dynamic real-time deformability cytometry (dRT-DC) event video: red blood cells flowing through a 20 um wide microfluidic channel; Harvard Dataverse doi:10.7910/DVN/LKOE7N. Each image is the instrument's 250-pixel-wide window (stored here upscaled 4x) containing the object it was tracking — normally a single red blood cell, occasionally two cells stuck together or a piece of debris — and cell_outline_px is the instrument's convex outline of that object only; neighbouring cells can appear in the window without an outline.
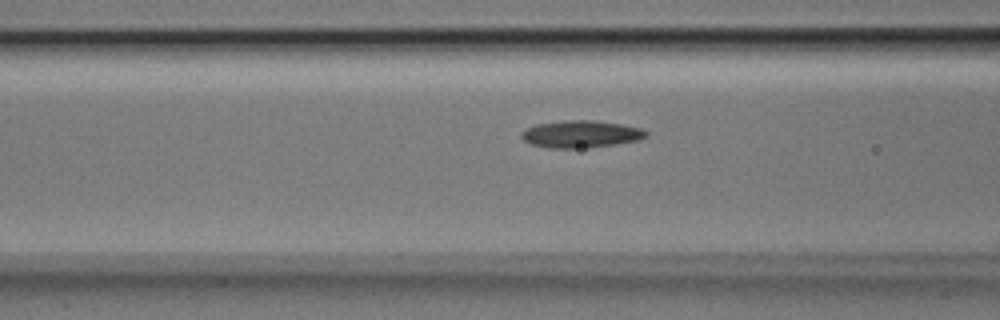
{"species": "Egyptian fruit bat (a non-hibernating species)", "species_latin": "Rousettus aegyptiacus", "temperature_condition": "room temperature", "stored_images_in_passage": 38, "camera_frame_rate_fps": 3000, "um_per_image_px": 0.085, "animal": {"sex": "male"}, "frame": {"image": 1, "passage_image": 17, "time_ms": 5.333, "image_size_px": [1000, 320], "cell_outline_px": [[648, 136], [640, 140], [616, 144], [576, 148], [548, 148], [532, 144], [524, 140], [520, 136], [520, 132], [536, 124], [564, 120], [592, 120], [620, 124], [640, 128], [648, 132]], "centroid_in_image_um": [49.37, 11.39], "position_along_channel_um": 117.2, "area_um2": 19.65}}
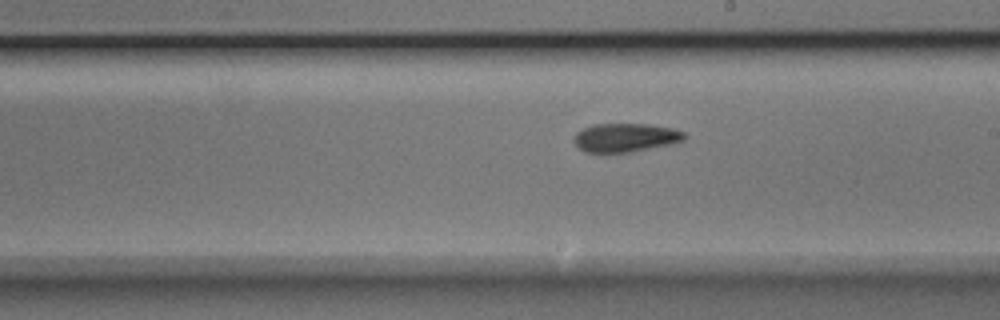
{"frame": {"image": 2, "passage_image": 26, "time_ms": 8.333, "image_size_px": [1000, 320], "cell_outline_px": [[688, 136], [684, 140], [672, 144], [632, 152], [584, 152], [572, 140], [576, 132], [592, 124], [648, 124], [672, 128], [684, 132]], "centroid_in_image_um": [53.18, 11.69], "position_along_channel_um": 235.8, "area_um2": 18.55}}
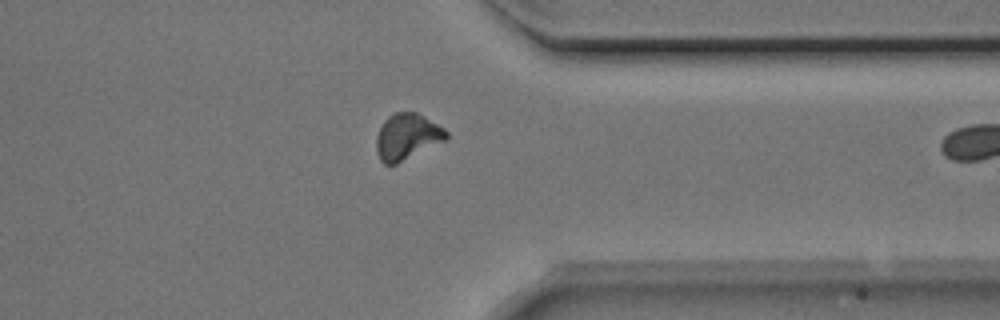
{"frame": {"image": 3, "passage_image": 37, "time_ms": 12.0, "image_size_px": [1000, 320], "cell_outline_px": [[448, 140], [396, 164], [384, 164], [380, 160], [376, 152], [376, 136], [384, 120], [388, 116], [396, 112], [416, 112], [424, 116], [444, 128], [448, 132]], "centroid_in_image_um": [34.61, 11.62], "position_along_channel_um": 376.8, "area_um2": 18.96}}